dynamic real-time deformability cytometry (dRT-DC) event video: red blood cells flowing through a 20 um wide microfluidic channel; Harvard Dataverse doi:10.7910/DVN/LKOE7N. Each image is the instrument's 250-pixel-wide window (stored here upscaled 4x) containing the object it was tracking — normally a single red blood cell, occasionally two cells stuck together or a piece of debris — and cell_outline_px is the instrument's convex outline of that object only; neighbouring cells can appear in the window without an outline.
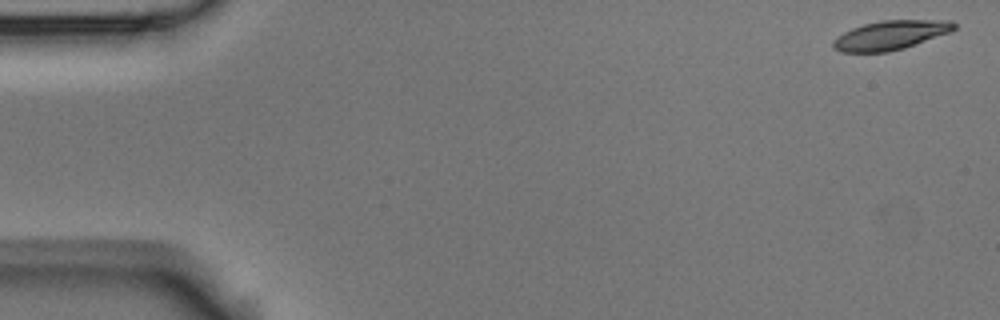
{"species": "Egyptian fruit bat (a non-hibernating species)", "species_latin": "Rousettus aegyptiacus", "temperature_condition": "room temperature", "stored_images_in_passage": 5, "camera_frame_rate_fps": 3000, "um_per_image_px": 0.085, "animal": {"sex": "male"}, "frame": {"image": 1, "passage_image": 1, "time_ms": 0.0, "image_size_px": [1000, 320], "cell_outline_px": [[956, 28], [952, 32], [904, 48], [888, 52], [840, 52], [832, 48], [832, 40], [836, 36], [852, 28], [864, 24], [880, 20], [952, 20], [956, 24]], "centroid_in_image_um": [75.69, 2.99], "position_along_channel_um": 9.3, "area_um2": 20.81}}
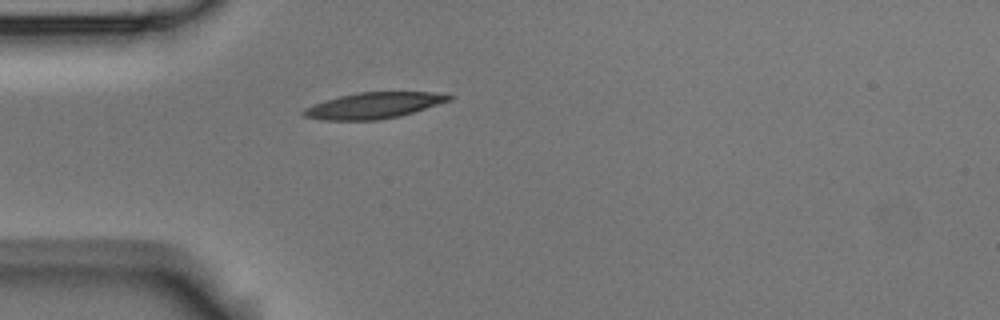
{"frame": {"image": 2, "passage_image": 5, "time_ms": 1.333, "image_size_px": [1000, 320], "cell_outline_px": [[456, 96], [452, 100], [400, 116], [376, 120], [324, 120], [300, 116], [300, 112], [304, 108], [340, 96], [360, 92], [432, 92]], "centroid_in_image_um": [31.77, 8.97], "position_along_channel_um": 53.2, "area_um2": 21.96}}